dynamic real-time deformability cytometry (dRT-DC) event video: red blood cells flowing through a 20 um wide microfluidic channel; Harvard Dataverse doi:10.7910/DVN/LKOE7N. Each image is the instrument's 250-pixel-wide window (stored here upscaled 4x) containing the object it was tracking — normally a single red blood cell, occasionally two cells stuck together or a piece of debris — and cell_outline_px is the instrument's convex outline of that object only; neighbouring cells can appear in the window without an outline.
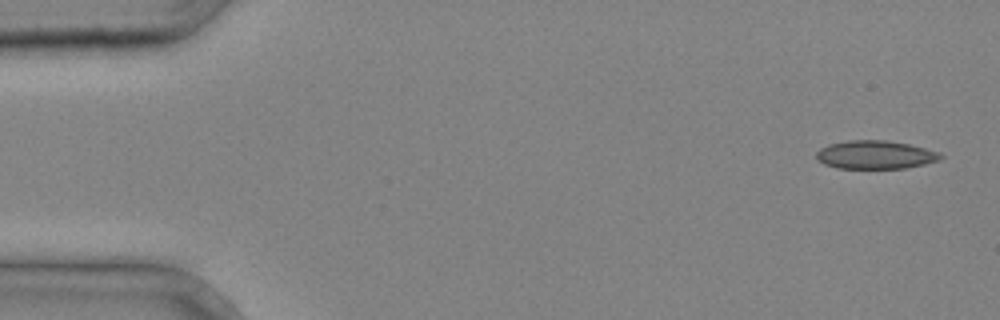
{"species": "common noctule bat (a hibernating species)", "species_latin": "Nyctalus noctula", "temperature_condition": "cold", "stored_images_in_passage": 4, "camera_frame_rate_fps": 3000, "um_per_image_px": 0.085, "animal": {"sex": "male", "body_mass_g": 20.4}, "frame": {"image": 1, "passage_image": 1, "time_ms": 0.0, "image_size_px": [1000, 320], "cell_outline_px": [[944, 156], [940, 160], [924, 164], [904, 168], [836, 168], [824, 164], [816, 160], [816, 152], [820, 148], [828, 144], [848, 140], [884, 140], [908, 144], [940, 152]], "centroid_in_image_um": [74.37, 13.15], "position_along_channel_um": 10.6, "area_um2": 20.58}}
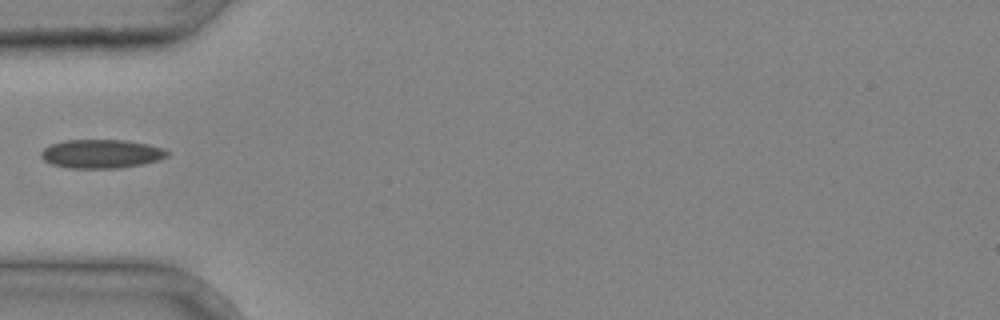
{"frame": {"image": 2, "passage_image": 4, "time_ms": 1.0, "image_size_px": [1000, 320], "cell_outline_px": [[168, 156], [160, 160], [144, 164], [120, 168], [68, 168], [52, 164], [44, 160], [40, 156], [40, 152], [44, 148], [52, 144], [64, 140], [124, 140], [148, 144], [164, 148], [168, 152]], "centroid_in_image_um": [8.63, 13.08], "position_along_channel_um": 76.4, "area_um2": 21.27}}